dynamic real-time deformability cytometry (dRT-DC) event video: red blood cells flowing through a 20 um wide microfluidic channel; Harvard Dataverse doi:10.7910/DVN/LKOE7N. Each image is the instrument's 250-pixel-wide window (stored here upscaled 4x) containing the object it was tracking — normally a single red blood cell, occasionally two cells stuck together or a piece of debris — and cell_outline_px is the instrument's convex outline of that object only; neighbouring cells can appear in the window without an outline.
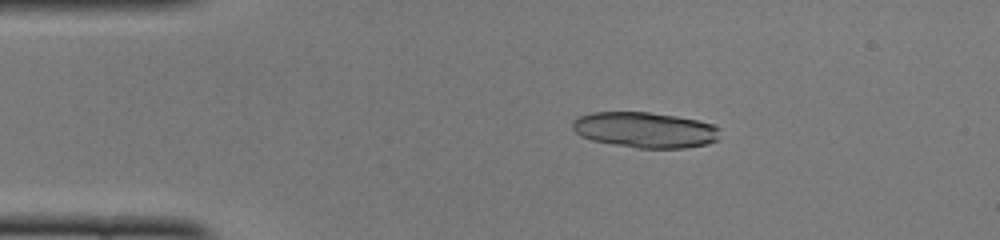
{"species": "common noctule bat (a hibernating species)", "species_latin": "Nyctalus noctula", "temperature_condition": "cold", "stored_images_in_passage": 43, "camera_frame_rate_fps": 3000, "um_per_image_px": 0.085, "animal": {"sex": "female", "body_mass_g": 22.0, "forearm_length_mm": 56.7}, "frame": {"image": 1, "passage_image": 3, "time_ms": 0.667, "image_size_px": [1000, 240], "cell_outline_px": [[720, 128], [716, 140], [708, 144], [684, 148], [636, 148], [592, 140], [580, 136], [572, 128], [572, 120], [580, 116], [592, 112], [648, 112], [676, 116], [700, 120], [712, 124]], "centroid_in_image_um": [54.82, 11.04], "position_along_channel_um": 30.2, "area_um2": 30.69}}
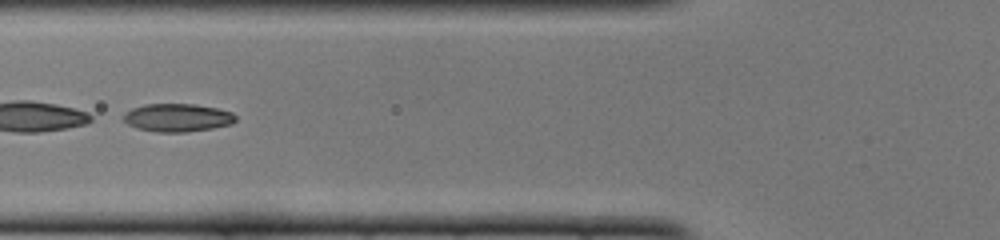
{"frame": {"image": 2, "passage_image": 13, "time_ms": 4.0, "image_size_px": [1000, 240], "cell_outline_px": [[236, 120], [232, 124], [212, 128], [184, 132], [156, 132], [136, 128], [128, 124], [124, 120], [124, 112], [132, 108], [144, 104], [196, 104], [216, 108], [232, 112], [236, 116]], "centroid_in_image_um": [15.08, 10.0], "position_along_channel_um": 110.7, "area_um2": 18.38}}
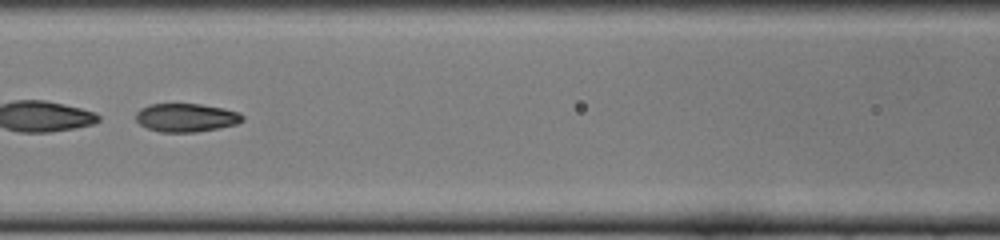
{"frame": {"image": 3, "passage_image": 16, "time_ms": 5.0, "image_size_px": [1000, 240], "cell_outline_px": [[244, 120], [236, 124], [196, 132], [160, 132], [148, 128], [140, 124], [136, 120], [136, 112], [140, 108], [148, 104], [200, 104], [224, 108], [240, 112], [244, 116]], "centroid_in_image_um": [15.82, 9.99], "position_along_channel_um": 150.8, "area_um2": 17.69}, "authors_computed_cell_mechanics": {"area_um2": 19.2474, "velocity_mm_per_s": 4.0044, "shape_relaxation_time_tau1_ms": 8.0243, "shape_relaxation_time_tau2_ms": 1.7608, "deformation_change_tau1": 0.2402, "deformation_change_tau2": 0.0769}}